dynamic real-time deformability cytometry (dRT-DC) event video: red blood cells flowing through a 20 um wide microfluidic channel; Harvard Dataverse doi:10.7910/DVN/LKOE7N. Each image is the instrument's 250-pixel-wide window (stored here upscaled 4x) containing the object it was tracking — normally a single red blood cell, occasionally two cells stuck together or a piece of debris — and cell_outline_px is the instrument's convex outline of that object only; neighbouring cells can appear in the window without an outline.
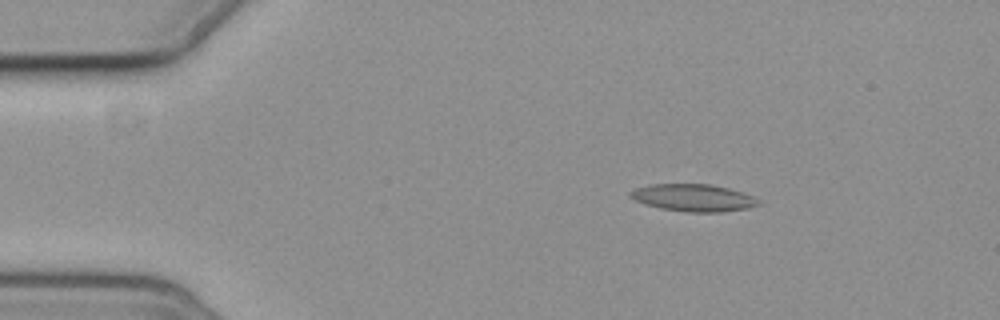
{"species": "common noctule bat (a hibernating species)", "species_latin": "Nyctalus noctula", "temperature_condition": "cold", "stored_images_in_passage": 5, "camera_frame_rate_fps": 3000, "um_per_image_px": 0.085, "animal": {"sex": "female", "body_mass_g": 19.3, "forearm_length_mm": 54.1}, "frame": {"image": 1, "passage_image": 3, "time_ms": 2.667, "image_size_px": [1000, 320], "cell_outline_px": [[760, 204], [748, 208], [720, 212], [688, 212], [660, 208], [636, 200], [628, 196], [628, 192], [636, 188], [648, 184], [712, 184], [728, 188], [752, 196], [760, 200]], "centroid_in_image_um": [58.93, 16.8], "position_along_channel_um": 26.1, "area_um2": 20.23}}